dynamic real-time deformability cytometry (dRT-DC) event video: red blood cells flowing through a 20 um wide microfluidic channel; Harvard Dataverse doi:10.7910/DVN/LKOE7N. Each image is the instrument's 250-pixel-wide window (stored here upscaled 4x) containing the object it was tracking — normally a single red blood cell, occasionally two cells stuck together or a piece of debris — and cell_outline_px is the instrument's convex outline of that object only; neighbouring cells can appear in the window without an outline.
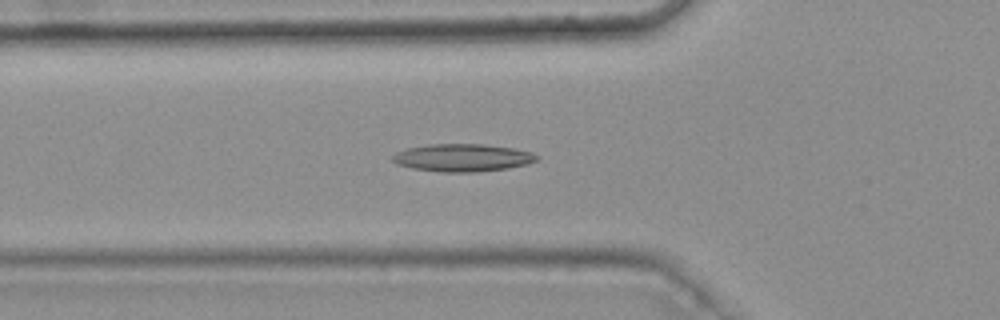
{"species": "common noctule bat (a hibernating species)", "species_latin": "Nyctalus noctula", "temperature_condition": "warm", "stored_images_in_passage": 47, "camera_frame_rate_fps": 3000, "um_per_image_px": 0.085, "animal": {"sex": "female", "body_mass_g": 25.1}, "frame": {"image": 1, "passage_image": 19, "time_ms": 6.0, "image_size_px": [1000, 320], "cell_outline_px": [[540, 156], [536, 160], [528, 164], [508, 168], [476, 172], [440, 172], [412, 168], [396, 164], [392, 160], [392, 156], [396, 152], [408, 148], [428, 144], [484, 144], [512, 148], [532, 152]], "centroid_in_image_um": [39.31, 13.4], "position_along_channel_um": 86.5, "area_um2": 23.29}}
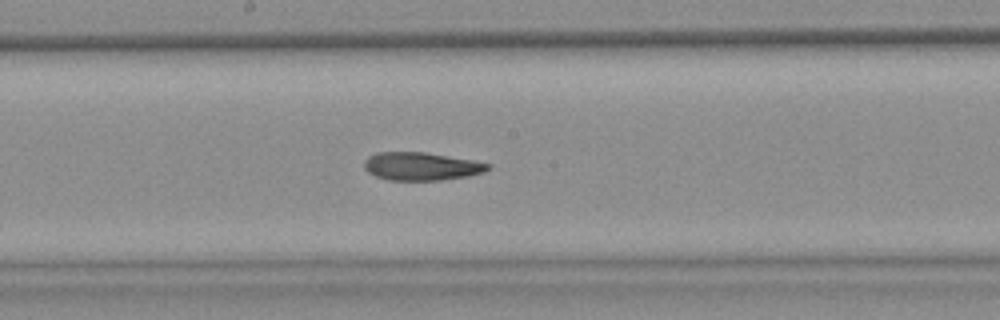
{"frame": {"image": 2, "passage_image": 29, "time_ms": 9.333, "image_size_px": [1000, 320], "cell_outline_px": [[492, 168], [484, 172], [468, 176], [440, 180], [388, 180], [376, 176], [368, 172], [364, 168], [364, 160], [368, 156], [376, 152], [424, 152], [472, 160], [492, 164]], "centroid_in_image_um": [35.81, 14.13], "position_along_channel_um": 212.4, "area_um2": 20.29}}
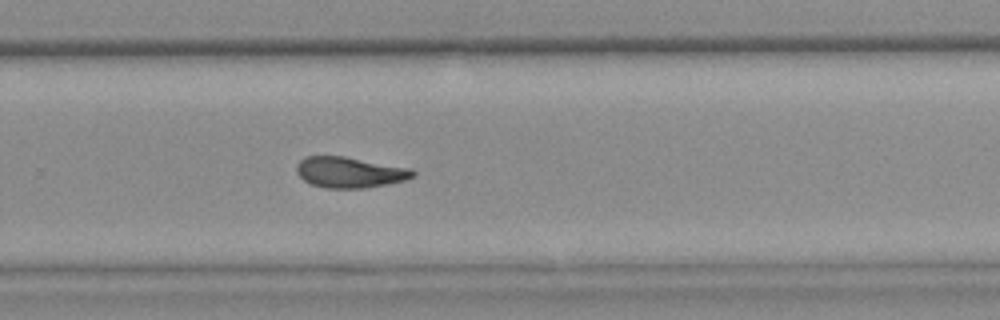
{"frame": {"image": 3, "passage_image": 36, "time_ms": 11.667, "image_size_px": [1000, 320], "cell_outline_px": [[416, 176], [404, 180], [388, 184], [364, 188], [324, 188], [312, 184], [304, 180], [296, 172], [296, 164], [304, 156], [344, 156], [412, 168], [416, 172]], "centroid_in_image_um": [29.74, 14.64], "position_along_channel_um": 300.1, "area_um2": 21.04}, "authors_computed_cell_mechanics": {"area_um2": 21.386, "velocity_mm_per_s": 3.7682, "shape_relaxation_time_tau1_ms": null, "shape_relaxation_time_tau2_ms": 3.6176, "deformation_change_tau1": null, "deformation_change_tau2": 0.1196}}